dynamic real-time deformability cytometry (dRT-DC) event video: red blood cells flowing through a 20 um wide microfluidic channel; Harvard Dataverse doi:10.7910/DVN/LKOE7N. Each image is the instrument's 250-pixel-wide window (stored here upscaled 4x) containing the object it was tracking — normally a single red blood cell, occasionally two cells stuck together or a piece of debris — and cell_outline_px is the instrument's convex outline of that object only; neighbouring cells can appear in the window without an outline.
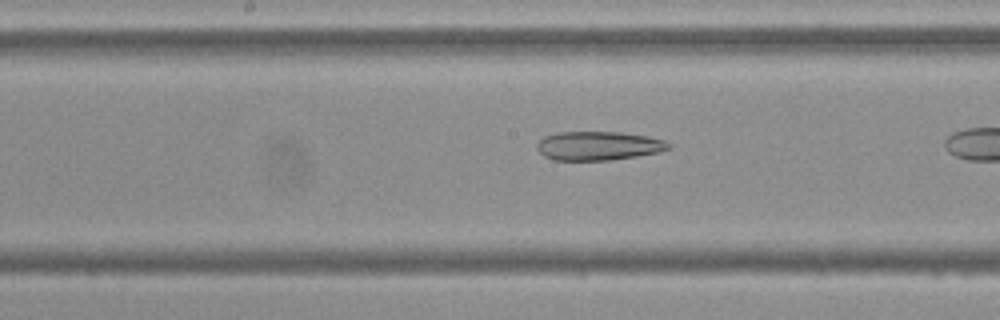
{"species": "Egyptian fruit bat (a non-hibernating species)", "species_latin": "Rousettus aegyptiacus", "temperature_condition": "cold", "stored_images_in_passage": 35, "camera_frame_rate_fps": 3000, "um_per_image_px": 0.085, "frame": {"image": 1, "passage_image": 20, "time_ms": 6.333, "image_size_px": [1000, 320], "cell_outline_px": [[672, 148], [660, 152], [636, 156], [608, 160], [552, 160], [544, 156], [536, 148], [536, 144], [544, 136], [560, 132], [620, 132], [648, 136], [664, 140], [672, 144]], "centroid_in_image_um": [50.88, 12.39], "position_along_channel_um": 197.3, "area_um2": 22.25}}